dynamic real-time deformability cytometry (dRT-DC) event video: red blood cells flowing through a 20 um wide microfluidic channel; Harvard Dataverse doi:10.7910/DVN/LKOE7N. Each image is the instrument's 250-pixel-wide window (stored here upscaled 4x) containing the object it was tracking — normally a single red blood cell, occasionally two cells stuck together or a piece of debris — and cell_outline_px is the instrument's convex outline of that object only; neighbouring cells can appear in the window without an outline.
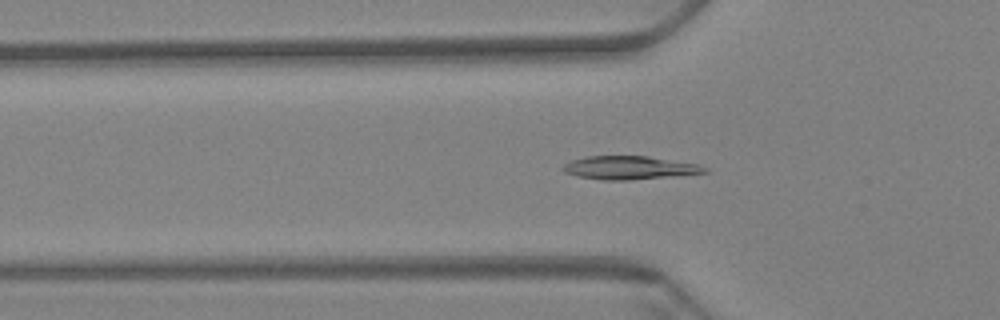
{"species": "Egyptian fruit bat (a non-hibernating species)", "species_latin": "Rousettus aegyptiacus", "temperature_condition": "warm", "stored_images_in_passage": 63, "camera_frame_rate_fps": 3000, "um_per_image_px": 0.085, "animal": {"sex": "female"}, "frame": {"image": 1, "passage_image": 21, "time_ms": 6.667, "image_size_px": [1000, 320], "cell_outline_px": [[708, 172], [628, 180], [604, 180], [580, 176], [564, 172], [560, 168], [564, 164], [572, 160], [588, 156], [648, 156], [700, 164], [708, 168]], "centroid_in_image_um": [53.51, 14.24], "position_along_channel_um": 72.3, "area_um2": 19.07}}
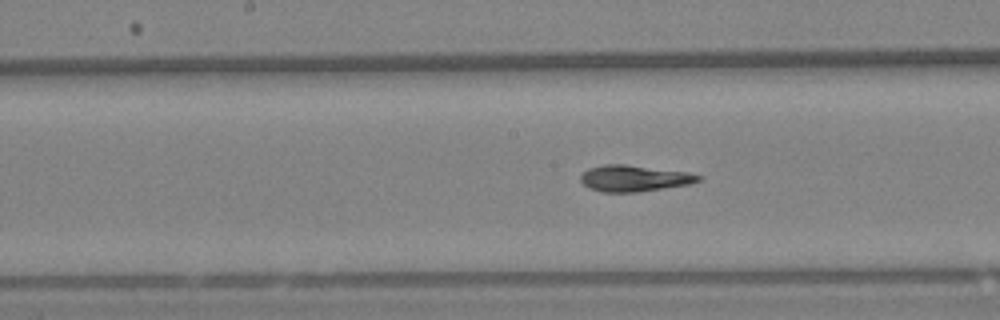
{"frame": {"image": 2, "passage_image": 32, "time_ms": 10.333, "image_size_px": [1000, 320], "cell_outline_px": [[700, 180], [692, 184], [636, 192], [604, 192], [588, 188], [580, 180], [580, 176], [588, 168], [604, 164], [624, 164], [688, 172], [700, 176]], "centroid_in_image_um": [53.88, 15.15], "position_along_channel_um": 194.3, "area_um2": 17.98}}
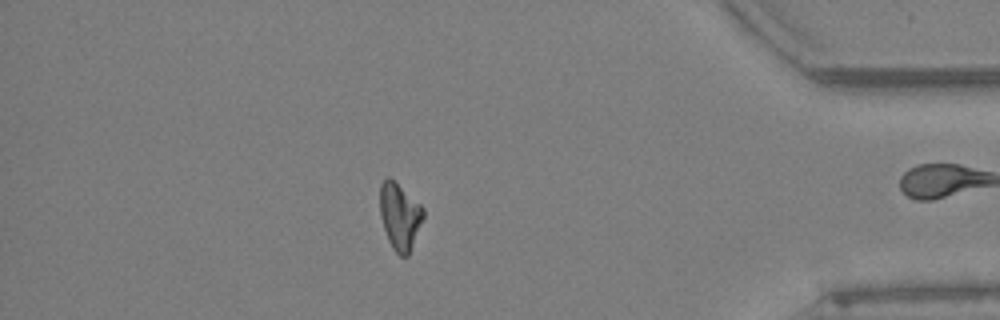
{"frame": {"image": 3, "passage_image": 54, "time_ms": 17.667, "image_size_px": [1000, 320], "cell_outline_px": [[424, 216], [408, 256], [400, 256], [392, 248], [388, 240], [380, 216], [380, 184], [388, 176], [420, 204], [424, 208]], "centroid_in_image_um": [33.97, 18.4], "position_along_channel_um": 401.2, "area_um2": 16.59}, "authors_computed_cell_mechanics": {"area_um2": 17.918, "velocity_mm_per_s": 3.326, "shape_relaxation_time_tau1_ms": null, "shape_relaxation_time_tau2_ms": 3.0804, "deformation_change_tau1": null, "deformation_change_tau2": 0.0942}}